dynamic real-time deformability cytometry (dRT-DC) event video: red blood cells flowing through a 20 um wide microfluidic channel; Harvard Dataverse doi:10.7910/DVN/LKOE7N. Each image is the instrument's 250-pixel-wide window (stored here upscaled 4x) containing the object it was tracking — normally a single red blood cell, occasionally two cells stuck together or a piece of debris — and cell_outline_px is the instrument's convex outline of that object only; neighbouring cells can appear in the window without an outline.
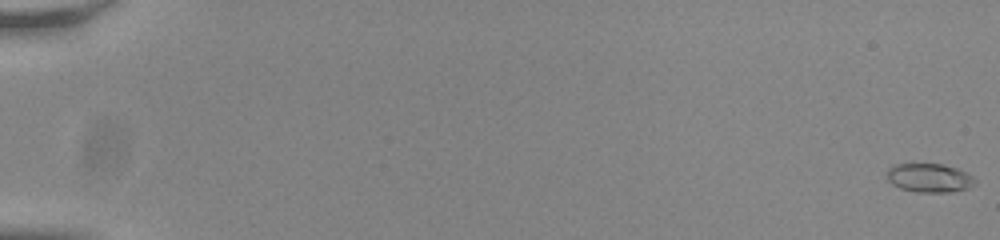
{"species": "common noctule bat (a hibernating species)", "species_latin": "Nyctalus noctula", "temperature_condition": "room temperature", "stored_images_in_passage": 56, "camera_frame_rate_fps": 3000, "um_per_image_px": 0.085, "animal": {"sex": "male", "body_mass_g": 20.0, "forearm_length_mm": 53.3}, "frame": {"image": 1, "passage_image": 1, "time_ms": 0.0, "image_size_px": [1000, 240], "cell_outline_px": [[976, 184], [968, 188], [952, 192], [916, 192], [900, 188], [892, 184], [888, 180], [888, 168], [896, 164], [940, 164], [956, 168], [972, 176], [976, 180]], "centroid_in_image_um": [79.0, 15.13], "position_along_channel_um": 6.0, "area_um2": 14.68}}
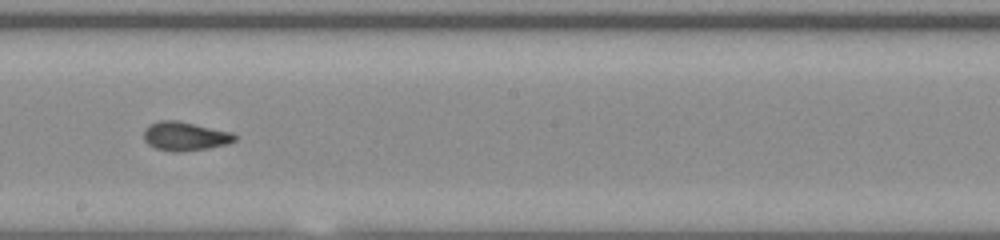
{"frame": {"image": 2, "passage_image": 34, "time_ms": 11.0, "image_size_px": [1000, 240], "cell_outline_px": [[236, 140], [228, 144], [208, 148], [180, 152], [172, 152], [156, 148], [148, 144], [144, 140], [144, 128], [148, 124], [160, 120], [176, 120], [232, 132], [236, 136]], "centroid_in_image_um": [15.7, 11.58], "position_along_channel_um": 232.5, "area_um2": 15.37}}
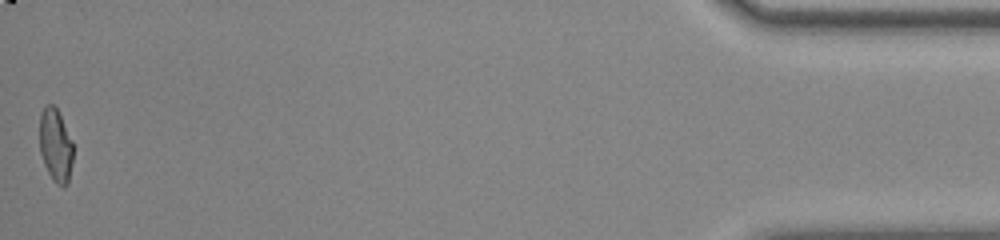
{"frame": {"image": 3, "passage_image": 56, "time_ms": 18.333, "image_size_px": [1000, 240], "cell_outline_px": [[72, 160], [68, 184], [64, 188], [56, 184], [52, 180], [44, 164], [40, 152], [40, 112], [48, 104], [52, 104], [56, 108], [72, 140]], "centroid_in_image_um": [4.72, 12.4], "position_along_channel_um": 430.5, "area_um2": 14.22}, "authors_computed_cell_mechanics": {"area_um2": 14.9124, "velocity_mm_per_s": 3.839, "shape_relaxation_time_tau1_ms": 6.3372, "shape_relaxation_time_tau2_ms": 1.3524, "deformation_change_tau1": 0.1806, "deformation_change_tau2": 0.0614}}